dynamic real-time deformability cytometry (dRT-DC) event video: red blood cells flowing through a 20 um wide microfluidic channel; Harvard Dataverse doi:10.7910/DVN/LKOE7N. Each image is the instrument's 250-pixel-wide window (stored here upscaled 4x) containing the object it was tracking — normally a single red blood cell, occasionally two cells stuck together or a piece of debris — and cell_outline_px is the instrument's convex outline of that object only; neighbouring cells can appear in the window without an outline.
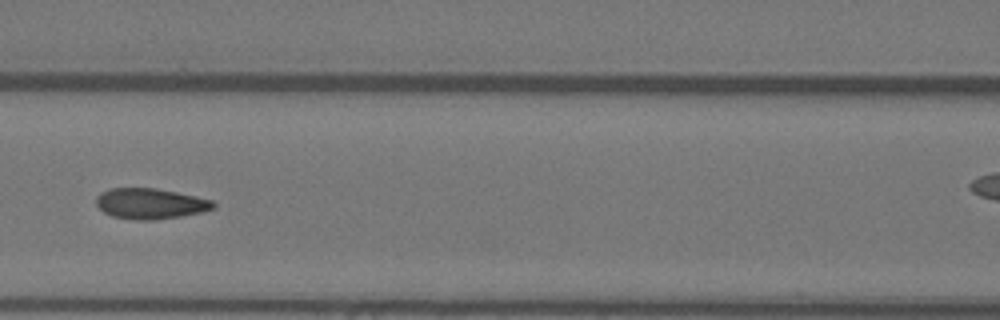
{"species": "Egyptian fruit bat (a non-hibernating species)", "species_latin": "Rousettus aegyptiacus", "temperature_condition": "warm", "stored_images_in_passage": 6, "camera_frame_rate_fps": 3000, "um_per_image_px": 0.085, "animal": {"sex": "female"}, "frame": {"image": 1, "passage_image": 6, "time_ms": 1.667, "image_size_px": [1000, 320], "cell_outline_px": [[216, 208], [200, 212], [180, 216], [156, 220], [132, 220], [112, 216], [104, 212], [96, 204], [96, 196], [100, 192], [108, 188], [156, 188], [196, 196], [212, 200], [216, 204]], "centroid_in_image_um": [12.76, 17.3], "position_along_channel_um": 153.8, "area_um2": 21.04}}